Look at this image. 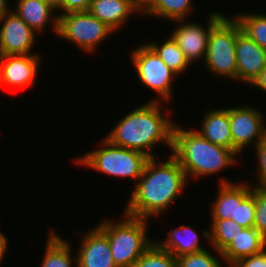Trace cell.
<instances>
[{
	"instance_id": "7",
	"label": "cell",
	"mask_w": 266,
	"mask_h": 267,
	"mask_svg": "<svg viewBox=\"0 0 266 267\" xmlns=\"http://www.w3.org/2000/svg\"><path fill=\"white\" fill-rule=\"evenodd\" d=\"M58 37L70 41L85 53H93L97 46L114 31L89 11L58 14Z\"/></svg>"
},
{
	"instance_id": "34",
	"label": "cell",
	"mask_w": 266,
	"mask_h": 267,
	"mask_svg": "<svg viewBox=\"0 0 266 267\" xmlns=\"http://www.w3.org/2000/svg\"><path fill=\"white\" fill-rule=\"evenodd\" d=\"M8 240L7 237L5 236V234H3V232H1L0 230V263L3 262V258L5 257V254L8 252Z\"/></svg>"
},
{
	"instance_id": "3",
	"label": "cell",
	"mask_w": 266,
	"mask_h": 267,
	"mask_svg": "<svg viewBox=\"0 0 266 267\" xmlns=\"http://www.w3.org/2000/svg\"><path fill=\"white\" fill-rule=\"evenodd\" d=\"M177 123L176 121L173 129L171 154L178 160L187 179L197 180L200 177L216 175L239 162L238 155L233 150L215 145L196 130H185Z\"/></svg>"
},
{
	"instance_id": "10",
	"label": "cell",
	"mask_w": 266,
	"mask_h": 267,
	"mask_svg": "<svg viewBox=\"0 0 266 267\" xmlns=\"http://www.w3.org/2000/svg\"><path fill=\"white\" fill-rule=\"evenodd\" d=\"M223 14L218 11L212 12L205 27L196 22L174 21L182 24L180 23L177 28L173 29L174 32L170 36L178 44L190 64L199 59H205L210 31L224 17Z\"/></svg>"
},
{
	"instance_id": "31",
	"label": "cell",
	"mask_w": 266,
	"mask_h": 267,
	"mask_svg": "<svg viewBox=\"0 0 266 267\" xmlns=\"http://www.w3.org/2000/svg\"><path fill=\"white\" fill-rule=\"evenodd\" d=\"M91 0H61V13L88 11Z\"/></svg>"
},
{
	"instance_id": "32",
	"label": "cell",
	"mask_w": 266,
	"mask_h": 267,
	"mask_svg": "<svg viewBox=\"0 0 266 267\" xmlns=\"http://www.w3.org/2000/svg\"><path fill=\"white\" fill-rule=\"evenodd\" d=\"M230 267H264V250L260 253L239 259Z\"/></svg>"
},
{
	"instance_id": "36",
	"label": "cell",
	"mask_w": 266,
	"mask_h": 267,
	"mask_svg": "<svg viewBox=\"0 0 266 267\" xmlns=\"http://www.w3.org/2000/svg\"><path fill=\"white\" fill-rule=\"evenodd\" d=\"M43 2L50 5L56 11H61V0H42Z\"/></svg>"
},
{
	"instance_id": "11",
	"label": "cell",
	"mask_w": 266,
	"mask_h": 267,
	"mask_svg": "<svg viewBox=\"0 0 266 267\" xmlns=\"http://www.w3.org/2000/svg\"><path fill=\"white\" fill-rule=\"evenodd\" d=\"M35 33L15 11L10 10L0 19V55L31 53L37 38Z\"/></svg>"
},
{
	"instance_id": "20",
	"label": "cell",
	"mask_w": 266,
	"mask_h": 267,
	"mask_svg": "<svg viewBox=\"0 0 266 267\" xmlns=\"http://www.w3.org/2000/svg\"><path fill=\"white\" fill-rule=\"evenodd\" d=\"M45 253L40 267H78L77 255L71 257V246L69 242L50 230L46 242Z\"/></svg>"
},
{
	"instance_id": "8",
	"label": "cell",
	"mask_w": 266,
	"mask_h": 267,
	"mask_svg": "<svg viewBox=\"0 0 266 267\" xmlns=\"http://www.w3.org/2000/svg\"><path fill=\"white\" fill-rule=\"evenodd\" d=\"M130 58L139 81L158 95V97L152 98L151 102L171 101L172 82L177 75L161 60L157 53L146 43L138 48L135 47L131 51Z\"/></svg>"
},
{
	"instance_id": "18",
	"label": "cell",
	"mask_w": 266,
	"mask_h": 267,
	"mask_svg": "<svg viewBox=\"0 0 266 267\" xmlns=\"http://www.w3.org/2000/svg\"><path fill=\"white\" fill-rule=\"evenodd\" d=\"M201 127L196 131L209 142L233 150L229 123V108L211 109L205 112Z\"/></svg>"
},
{
	"instance_id": "33",
	"label": "cell",
	"mask_w": 266,
	"mask_h": 267,
	"mask_svg": "<svg viewBox=\"0 0 266 267\" xmlns=\"http://www.w3.org/2000/svg\"><path fill=\"white\" fill-rule=\"evenodd\" d=\"M254 86L259 90L264 91L266 93V66L258 75V77L253 81L251 87Z\"/></svg>"
},
{
	"instance_id": "1",
	"label": "cell",
	"mask_w": 266,
	"mask_h": 267,
	"mask_svg": "<svg viewBox=\"0 0 266 267\" xmlns=\"http://www.w3.org/2000/svg\"><path fill=\"white\" fill-rule=\"evenodd\" d=\"M165 160H147L123 211L125 214L148 220L158 217L183 192L188 182L185 171L172 154Z\"/></svg>"
},
{
	"instance_id": "12",
	"label": "cell",
	"mask_w": 266,
	"mask_h": 267,
	"mask_svg": "<svg viewBox=\"0 0 266 267\" xmlns=\"http://www.w3.org/2000/svg\"><path fill=\"white\" fill-rule=\"evenodd\" d=\"M40 53L0 55V87L30 89L39 74ZM2 85V86H1Z\"/></svg>"
},
{
	"instance_id": "15",
	"label": "cell",
	"mask_w": 266,
	"mask_h": 267,
	"mask_svg": "<svg viewBox=\"0 0 266 267\" xmlns=\"http://www.w3.org/2000/svg\"><path fill=\"white\" fill-rule=\"evenodd\" d=\"M88 11L114 32L127 23L130 15L142 12L135 0H91Z\"/></svg>"
},
{
	"instance_id": "4",
	"label": "cell",
	"mask_w": 266,
	"mask_h": 267,
	"mask_svg": "<svg viewBox=\"0 0 266 267\" xmlns=\"http://www.w3.org/2000/svg\"><path fill=\"white\" fill-rule=\"evenodd\" d=\"M122 221L113 222L110 218L98 226L106 233L111 255L117 267H133L140 256L154 240L147 237L148 219L133 217L123 213Z\"/></svg>"
},
{
	"instance_id": "35",
	"label": "cell",
	"mask_w": 266,
	"mask_h": 267,
	"mask_svg": "<svg viewBox=\"0 0 266 267\" xmlns=\"http://www.w3.org/2000/svg\"><path fill=\"white\" fill-rule=\"evenodd\" d=\"M9 7V3L8 0H0V19L7 13L9 12L11 9L8 8Z\"/></svg>"
},
{
	"instance_id": "26",
	"label": "cell",
	"mask_w": 266,
	"mask_h": 267,
	"mask_svg": "<svg viewBox=\"0 0 266 267\" xmlns=\"http://www.w3.org/2000/svg\"><path fill=\"white\" fill-rule=\"evenodd\" d=\"M242 32L266 50V15L260 13L234 14Z\"/></svg>"
},
{
	"instance_id": "22",
	"label": "cell",
	"mask_w": 266,
	"mask_h": 267,
	"mask_svg": "<svg viewBox=\"0 0 266 267\" xmlns=\"http://www.w3.org/2000/svg\"><path fill=\"white\" fill-rule=\"evenodd\" d=\"M244 228L232 219H212L210 230H202L207 243L213 246V250L221 257V251L241 232Z\"/></svg>"
},
{
	"instance_id": "14",
	"label": "cell",
	"mask_w": 266,
	"mask_h": 267,
	"mask_svg": "<svg viewBox=\"0 0 266 267\" xmlns=\"http://www.w3.org/2000/svg\"><path fill=\"white\" fill-rule=\"evenodd\" d=\"M96 226L80 238V248L77 252L78 267H117L106 233Z\"/></svg>"
},
{
	"instance_id": "19",
	"label": "cell",
	"mask_w": 266,
	"mask_h": 267,
	"mask_svg": "<svg viewBox=\"0 0 266 267\" xmlns=\"http://www.w3.org/2000/svg\"><path fill=\"white\" fill-rule=\"evenodd\" d=\"M161 249L170 252L175 258L185 254H191L206 250L200 244V239L189 225H180L170 229L166 240L154 241Z\"/></svg>"
},
{
	"instance_id": "17",
	"label": "cell",
	"mask_w": 266,
	"mask_h": 267,
	"mask_svg": "<svg viewBox=\"0 0 266 267\" xmlns=\"http://www.w3.org/2000/svg\"><path fill=\"white\" fill-rule=\"evenodd\" d=\"M15 12L35 32L42 33L51 22L53 32L58 34L59 16L55 9L42 0H16ZM53 14V15H52Z\"/></svg>"
},
{
	"instance_id": "28",
	"label": "cell",
	"mask_w": 266,
	"mask_h": 267,
	"mask_svg": "<svg viewBox=\"0 0 266 267\" xmlns=\"http://www.w3.org/2000/svg\"><path fill=\"white\" fill-rule=\"evenodd\" d=\"M176 260L178 267H223L218 258L207 250L185 254Z\"/></svg>"
},
{
	"instance_id": "21",
	"label": "cell",
	"mask_w": 266,
	"mask_h": 267,
	"mask_svg": "<svg viewBox=\"0 0 266 267\" xmlns=\"http://www.w3.org/2000/svg\"><path fill=\"white\" fill-rule=\"evenodd\" d=\"M192 0H152L141 12L170 21L186 20L192 11Z\"/></svg>"
},
{
	"instance_id": "9",
	"label": "cell",
	"mask_w": 266,
	"mask_h": 267,
	"mask_svg": "<svg viewBox=\"0 0 266 267\" xmlns=\"http://www.w3.org/2000/svg\"><path fill=\"white\" fill-rule=\"evenodd\" d=\"M266 120L260 109L253 106H237L229 108V123L231 138L233 141V151L242 155L245 147L253 148L264 138H266Z\"/></svg>"
},
{
	"instance_id": "38",
	"label": "cell",
	"mask_w": 266,
	"mask_h": 267,
	"mask_svg": "<svg viewBox=\"0 0 266 267\" xmlns=\"http://www.w3.org/2000/svg\"><path fill=\"white\" fill-rule=\"evenodd\" d=\"M264 267H266V249L264 250Z\"/></svg>"
},
{
	"instance_id": "24",
	"label": "cell",
	"mask_w": 266,
	"mask_h": 267,
	"mask_svg": "<svg viewBox=\"0 0 266 267\" xmlns=\"http://www.w3.org/2000/svg\"><path fill=\"white\" fill-rule=\"evenodd\" d=\"M249 185L240 180L236 182V211L232 220L243 228L253 227L255 219V197Z\"/></svg>"
},
{
	"instance_id": "27",
	"label": "cell",
	"mask_w": 266,
	"mask_h": 267,
	"mask_svg": "<svg viewBox=\"0 0 266 267\" xmlns=\"http://www.w3.org/2000/svg\"><path fill=\"white\" fill-rule=\"evenodd\" d=\"M133 267H178L176 258L155 242L140 256Z\"/></svg>"
},
{
	"instance_id": "25",
	"label": "cell",
	"mask_w": 266,
	"mask_h": 267,
	"mask_svg": "<svg viewBox=\"0 0 266 267\" xmlns=\"http://www.w3.org/2000/svg\"><path fill=\"white\" fill-rule=\"evenodd\" d=\"M147 44L176 75H181L182 72L184 74L189 68L188 66L191 65L171 36L167 38V41L161 43L162 45L155 42H148Z\"/></svg>"
},
{
	"instance_id": "29",
	"label": "cell",
	"mask_w": 266,
	"mask_h": 267,
	"mask_svg": "<svg viewBox=\"0 0 266 267\" xmlns=\"http://www.w3.org/2000/svg\"><path fill=\"white\" fill-rule=\"evenodd\" d=\"M251 193L256 207L253 227L266 238V189L251 186Z\"/></svg>"
},
{
	"instance_id": "5",
	"label": "cell",
	"mask_w": 266,
	"mask_h": 267,
	"mask_svg": "<svg viewBox=\"0 0 266 267\" xmlns=\"http://www.w3.org/2000/svg\"><path fill=\"white\" fill-rule=\"evenodd\" d=\"M100 142V149L77 157L75 165L81 164L112 177L134 179L136 184L149 157L140 151L113 145L105 138Z\"/></svg>"
},
{
	"instance_id": "30",
	"label": "cell",
	"mask_w": 266,
	"mask_h": 267,
	"mask_svg": "<svg viewBox=\"0 0 266 267\" xmlns=\"http://www.w3.org/2000/svg\"><path fill=\"white\" fill-rule=\"evenodd\" d=\"M259 168H257V179L259 184L253 186L266 189V138L261 140L255 147Z\"/></svg>"
},
{
	"instance_id": "2",
	"label": "cell",
	"mask_w": 266,
	"mask_h": 267,
	"mask_svg": "<svg viewBox=\"0 0 266 267\" xmlns=\"http://www.w3.org/2000/svg\"><path fill=\"white\" fill-rule=\"evenodd\" d=\"M162 104L149 101L135 108L118 121L105 139L113 145L140 151L149 158H156L152 150L161 142L172 152L176 122L164 115Z\"/></svg>"
},
{
	"instance_id": "23",
	"label": "cell",
	"mask_w": 266,
	"mask_h": 267,
	"mask_svg": "<svg viewBox=\"0 0 266 267\" xmlns=\"http://www.w3.org/2000/svg\"><path fill=\"white\" fill-rule=\"evenodd\" d=\"M219 192L212 204L211 219H235L236 211V182L220 179Z\"/></svg>"
},
{
	"instance_id": "16",
	"label": "cell",
	"mask_w": 266,
	"mask_h": 267,
	"mask_svg": "<svg viewBox=\"0 0 266 267\" xmlns=\"http://www.w3.org/2000/svg\"><path fill=\"white\" fill-rule=\"evenodd\" d=\"M266 249V238L254 227L244 228L221 251V258L230 267L239 259L257 254Z\"/></svg>"
},
{
	"instance_id": "6",
	"label": "cell",
	"mask_w": 266,
	"mask_h": 267,
	"mask_svg": "<svg viewBox=\"0 0 266 267\" xmlns=\"http://www.w3.org/2000/svg\"><path fill=\"white\" fill-rule=\"evenodd\" d=\"M231 16H224L210 31L204 61L206 70L222 78L237 82L235 54L236 36L242 31L239 23Z\"/></svg>"
},
{
	"instance_id": "13",
	"label": "cell",
	"mask_w": 266,
	"mask_h": 267,
	"mask_svg": "<svg viewBox=\"0 0 266 267\" xmlns=\"http://www.w3.org/2000/svg\"><path fill=\"white\" fill-rule=\"evenodd\" d=\"M237 81L252 84L266 66V50L244 32L236 36Z\"/></svg>"
},
{
	"instance_id": "37",
	"label": "cell",
	"mask_w": 266,
	"mask_h": 267,
	"mask_svg": "<svg viewBox=\"0 0 266 267\" xmlns=\"http://www.w3.org/2000/svg\"><path fill=\"white\" fill-rule=\"evenodd\" d=\"M152 0H135L137 6L143 10Z\"/></svg>"
}]
</instances>
